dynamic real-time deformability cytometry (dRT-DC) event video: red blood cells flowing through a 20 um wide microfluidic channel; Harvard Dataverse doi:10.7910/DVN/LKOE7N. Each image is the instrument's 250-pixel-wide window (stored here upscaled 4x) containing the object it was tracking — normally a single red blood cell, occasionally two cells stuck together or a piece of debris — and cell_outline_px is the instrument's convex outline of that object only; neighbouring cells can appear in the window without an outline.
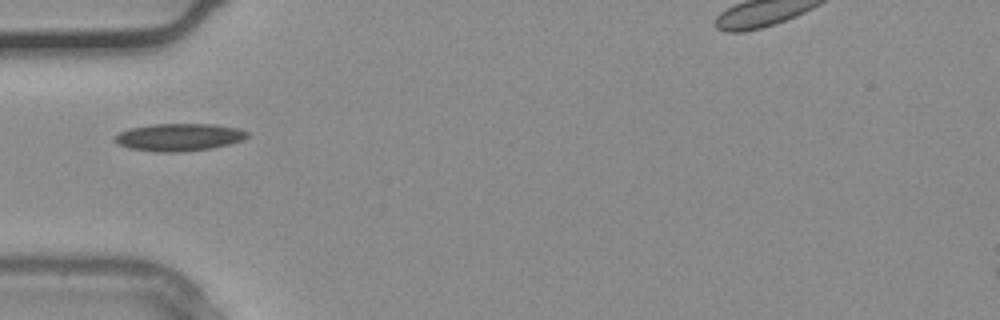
{"species": "common noctule bat (a hibernating species)", "species_latin": "Nyctalus noctula", "temperature_condition": "warm", "stored_images_in_passage": 1, "camera_frame_rate_fps": 3000, "um_per_image_px": 0.085, "animal": {"sex": "male", "body_mass_g": 20.4}, "frame": {"image": 1, "passage_image": 1, "time_ms": 0.0, "image_size_px": [1000, 320], "cell_outline_px": [[248, 136], [244, 140], [212, 148], [184, 152], [156, 152], [128, 148], [120, 144], [116, 140], [116, 136], [120, 132], [132, 128], [152, 124], [212, 124], [240, 128], [248, 132]], "centroid_in_image_um": [15.28, 11.66], "position_along_channel_um": 69.7, "area_um2": 21.15}}